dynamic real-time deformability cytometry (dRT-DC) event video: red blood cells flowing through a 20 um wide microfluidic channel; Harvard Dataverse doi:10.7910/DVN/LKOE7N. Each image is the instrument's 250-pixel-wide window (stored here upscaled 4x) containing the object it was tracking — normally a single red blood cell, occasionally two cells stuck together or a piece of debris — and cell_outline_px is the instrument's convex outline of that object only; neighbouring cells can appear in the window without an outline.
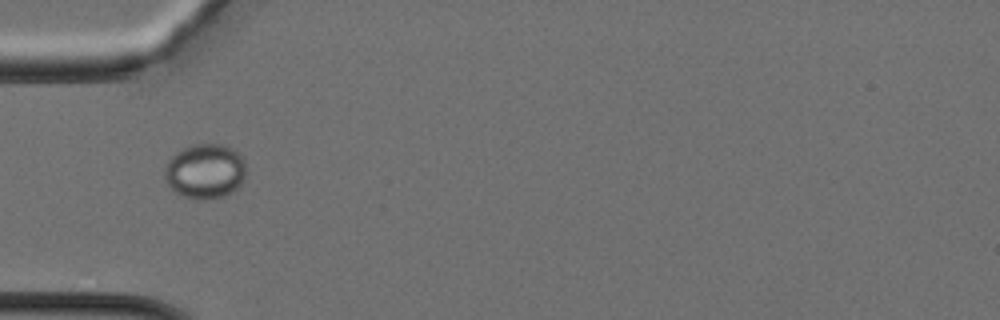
{"species": "Egyptian fruit bat (a non-hibernating species)", "species_latin": "Rousettus aegyptiacus", "temperature_condition": "cold", "stored_images_in_passage": 25, "camera_frame_rate_fps": 3000, "um_per_image_px": 0.085, "animal": {"sex": "female"}, "frame": {"image": 1, "passage_image": 1, "time_ms": 0.0, "image_size_px": [1000, 320], "cell_outline_px": [[244, 176], [240, 184], [232, 192], [224, 196], [184, 196], [176, 192], [164, 180], [164, 168], [168, 160], [176, 152], [192, 144], [224, 144], [232, 148], [244, 160]], "centroid_in_image_um": [17.4, 14.49], "position_along_channel_um": 67.6, "area_um2": 25.32}}
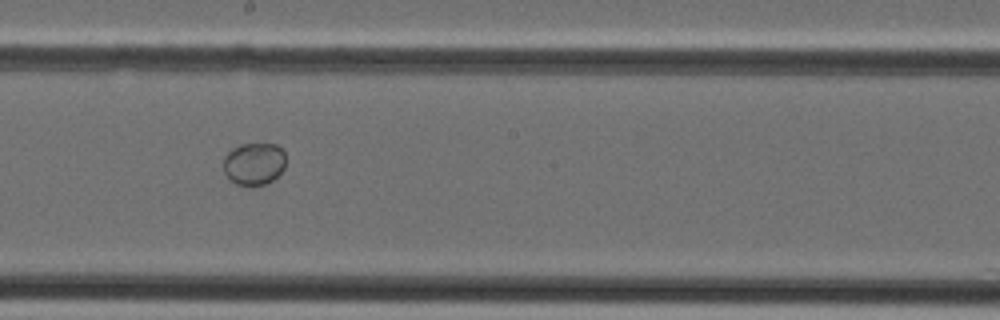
{"frame": {"image": 2, "passage_image": 10, "time_ms": 3.0, "image_size_px": [1000, 320], "cell_outline_px": [[284, 168], [272, 180], [264, 184], [252, 188], [236, 184], [224, 172], [224, 156], [232, 148], [240, 144], [276, 144], [284, 152]], "centroid_in_image_um": [21.57, 13.93], "position_along_channel_um": 226.6, "area_um2": 15.43}}
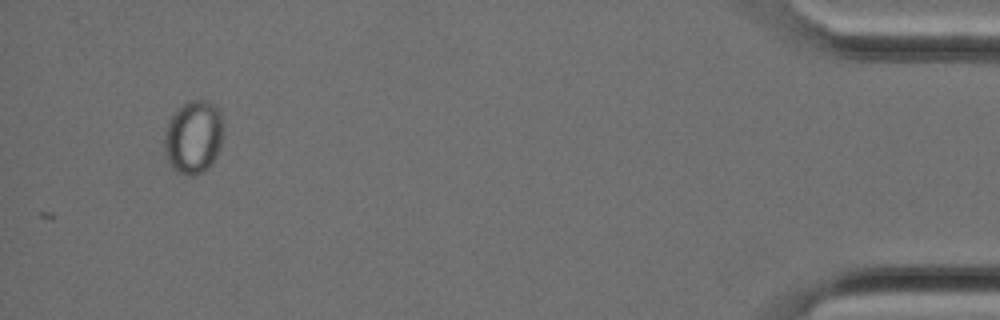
{"frame": {"image": 3, "passage_image": 25, "time_ms": 8.0, "image_size_px": [1000, 320], "cell_outline_px": [[220, 148], [212, 164], [208, 168], [196, 176], [188, 176], [176, 172], [172, 168], [164, 152], [164, 128], [168, 120], [176, 108], [192, 100], [204, 100], [212, 104], [220, 112]], "centroid_in_image_um": [16.38, 11.68], "position_along_channel_um": 418.8, "area_um2": 25.14}}